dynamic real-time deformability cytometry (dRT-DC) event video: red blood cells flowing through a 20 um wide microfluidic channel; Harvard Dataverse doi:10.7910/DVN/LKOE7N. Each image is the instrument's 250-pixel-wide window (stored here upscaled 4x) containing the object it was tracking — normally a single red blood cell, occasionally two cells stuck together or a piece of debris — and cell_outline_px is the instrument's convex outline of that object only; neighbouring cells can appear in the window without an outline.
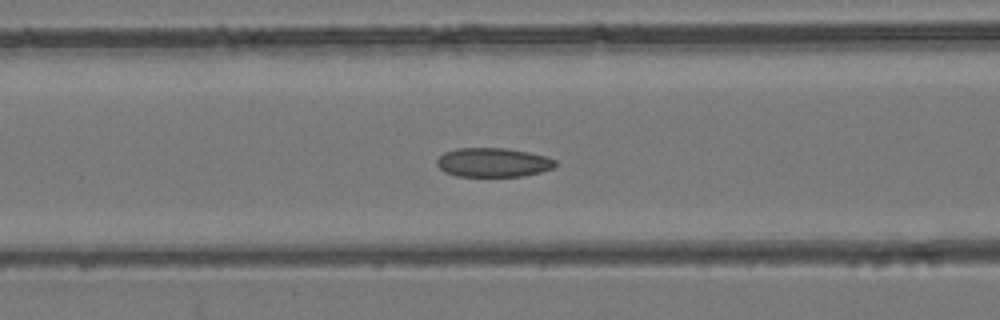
{"species": "common noctule bat (a hibernating species)", "species_latin": "Nyctalus noctula", "temperature_condition": "room temperature", "stored_images_in_passage": 24, "camera_frame_rate_fps": 3000, "um_per_image_px": 0.085, "animal": {"sex": "female", "body_mass_g": 24.6, "forearm_length_mm": 56.2}, "frame": {"image": 1, "passage_image": 11, "time_ms": 3.333, "image_size_px": [1000, 320], "cell_outline_px": [[556, 164], [552, 168], [540, 172], [520, 176], [456, 176], [444, 172], [436, 164], [436, 160], [444, 152], [456, 148], [504, 148], [528, 152], [544, 156], [556, 160]], "centroid_in_image_um": [41.87, 13.8], "position_along_channel_um": 124.7, "area_um2": 20.0}}
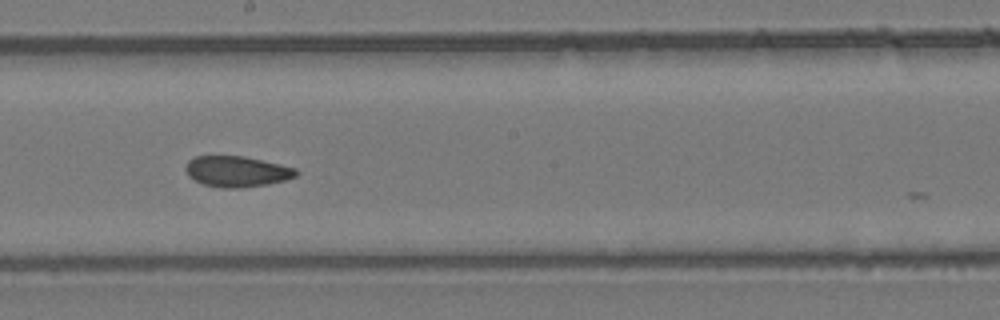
{"frame": {"image": 2, "passage_image": 18, "time_ms": 5.667, "image_size_px": [1000, 320], "cell_outline_px": [[300, 172], [296, 176], [284, 180], [268, 184], [240, 188], [220, 188], [204, 184], [188, 176], [184, 168], [188, 160], [196, 156], [244, 156], [296, 168]], "centroid_in_image_um": [20.12, 14.57], "position_along_channel_um": 228.1, "area_um2": 19.83}}
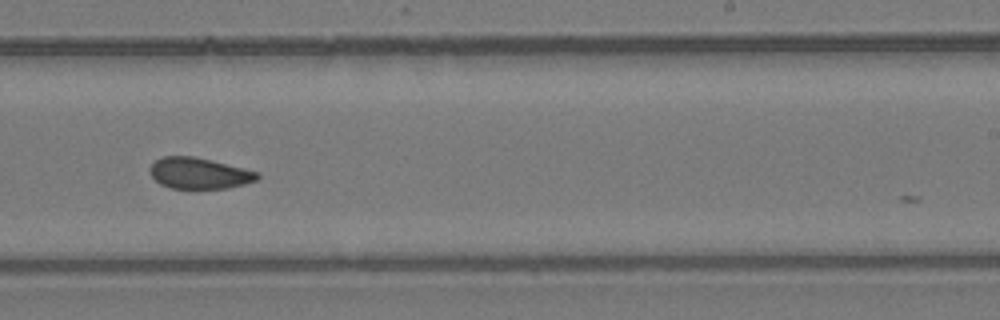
{"frame": {"image": 3, "passage_image": 21, "time_ms": 6.667, "image_size_px": [1000, 320], "cell_outline_px": [[260, 176], [256, 180], [244, 184], [228, 188], [172, 188], [160, 184], [152, 176], [152, 164], [156, 160], [164, 156], [192, 156], [212, 160], [260, 172]], "centroid_in_image_um": [16.98, 14.72], "position_along_channel_um": 272.0, "area_um2": 19.25}}